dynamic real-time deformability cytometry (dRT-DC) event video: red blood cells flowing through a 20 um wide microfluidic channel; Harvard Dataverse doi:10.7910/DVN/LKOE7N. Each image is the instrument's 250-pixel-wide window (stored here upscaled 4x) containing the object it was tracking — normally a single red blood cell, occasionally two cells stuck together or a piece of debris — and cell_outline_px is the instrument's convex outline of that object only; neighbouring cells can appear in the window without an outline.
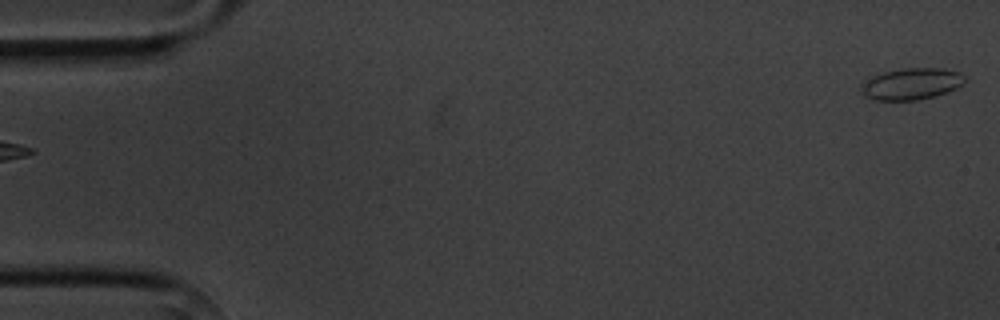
{"species": "common noctule bat (a hibernating species)", "species_latin": "Nyctalus noctula", "temperature_condition": "cold", "stored_images_in_passage": 4, "segment_of_instrument_passage": [2, 2], "camera_frame_rate_fps": 3000, "um_per_image_px": 0.085, "animal": {"sex": "male", "body_mass_g": 20.1, "forearm_length_mm": 53.5}, "frame": {"image": 1, "passage_image": 4, "time_ms": 3.333, "image_size_px": [1000, 320], "cell_outline_px": [[964, 80], [956, 88], [936, 96], [916, 100], [876, 100], [868, 96], [860, 88], [860, 84], [868, 76], [884, 72], [904, 68], [940, 68], [960, 72], [964, 76]], "centroid_in_image_um": [77.43, 7.11], "position_along_channel_um": 7.6, "area_um2": 18.96}}